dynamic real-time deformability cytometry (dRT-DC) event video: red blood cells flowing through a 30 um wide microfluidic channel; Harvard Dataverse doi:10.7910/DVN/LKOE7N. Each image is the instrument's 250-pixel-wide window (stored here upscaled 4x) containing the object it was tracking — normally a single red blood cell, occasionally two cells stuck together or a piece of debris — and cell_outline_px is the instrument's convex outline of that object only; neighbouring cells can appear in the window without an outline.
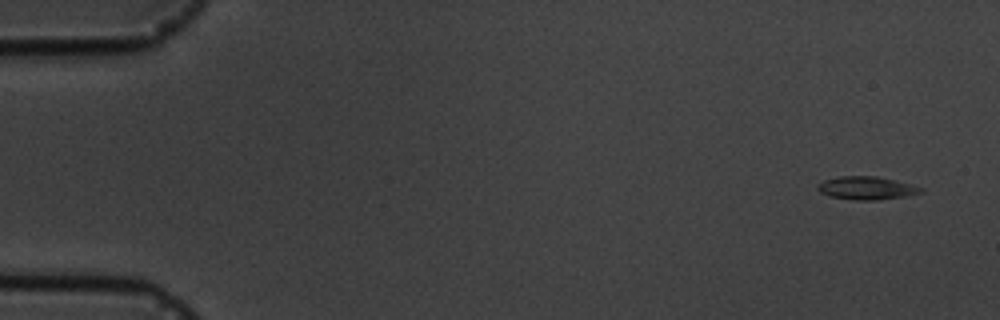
{"species": "common noctule bat (a hibernating species)", "species_latin": "Nyctalus noctula", "temperature_condition": "cold", "stored_images_in_passage": 5, "camera_frame_rate_fps": 3000, "um_per_image_px": 0.085, "animal": {"sex": "male", "body_mass_g": 19.5, "forearm_length_mm": 54.6}, "frame": {"image": 1, "passage_image": 1, "time_ms": 0.0, "image_size_px": [1000, 320], "cell_outline_px": [[924, 192], [908, 196], [876, 200], [852, 200], [832, 196], [820, 192], [816, 188], [816, 184], [824, 180], [840, 176], [876, 176], [912, 184], [924, 188]], "centroid_in_image_um": [73.68, 15.98], "position_along_channel_um": 11.3, "area_um2": 13.99}}
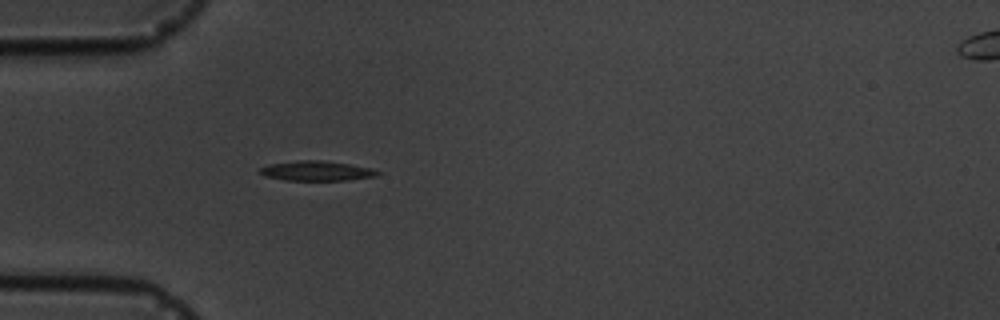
{"frame": {"image": 2, "passage_image": 5, "time_ms": 4.667, "image_size_px": [1000, 320], "cell_outline_px": [[380, 172], [376, 176], [348, 180], [284, 180], [264, 176], [260, 172], [260, 168], [268, 164], [300, 160], [320, 160], [348, 164], [372, 168]], "centroid_in_image_um": [26.89, 14.52], "position_along_channel_um": 58.1, "area_um2": 13.47}}